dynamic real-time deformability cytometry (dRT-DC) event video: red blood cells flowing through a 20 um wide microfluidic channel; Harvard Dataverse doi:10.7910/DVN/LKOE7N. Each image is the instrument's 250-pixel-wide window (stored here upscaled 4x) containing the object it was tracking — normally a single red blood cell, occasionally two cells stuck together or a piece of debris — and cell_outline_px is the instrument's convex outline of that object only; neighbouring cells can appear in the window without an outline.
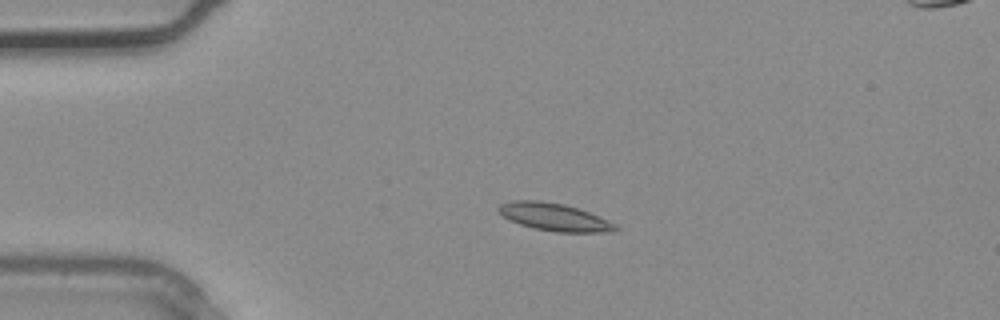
{"species": "common noctule bat (a hibernating species)", "species_latin": "Nyctalus noctula", "temperature_condition": "warm", "stored_images_in_passage": 3, "camera_frame_rate_fps": 3000, "um_per_image_px": 0.085, "animal": {"sex": "male", "body_mass_g": 20.4}, "frame": {"image": 1, "passage_image": 2, "time_ms": 0.333, "image_size_px": [1000, 320], "cell_outline_px": [[620, 228], [616, 232], [556, 232], [536, 228], [520, 224], [508, 220], [496, 212], [496, 208], [500, 204], [512, 200], [540, 200], [564, 204], [588, 212]], "centroid_in_image_um": [47.02, 18.44], "position_along_channel_um": 38.0, "area_um2": 18.67}}